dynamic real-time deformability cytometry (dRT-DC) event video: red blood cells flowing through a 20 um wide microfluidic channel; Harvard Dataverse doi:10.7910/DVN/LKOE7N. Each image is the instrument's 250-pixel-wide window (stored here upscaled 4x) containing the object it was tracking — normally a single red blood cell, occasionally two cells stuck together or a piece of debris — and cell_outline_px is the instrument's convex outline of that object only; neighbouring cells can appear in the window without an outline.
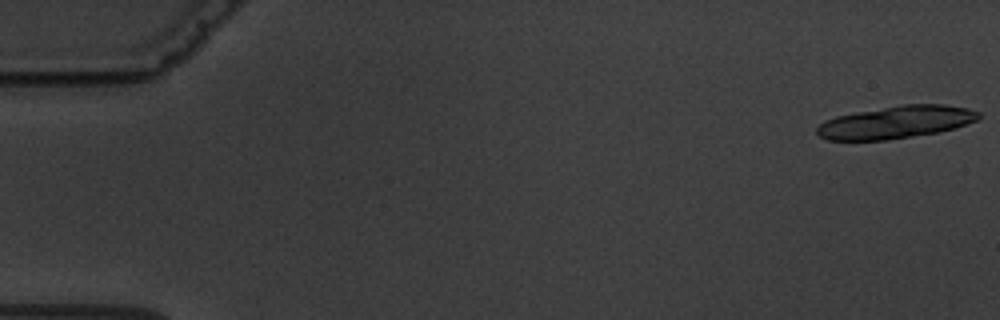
{"species": "common noctule bat (a hibernating species)", "species_latin": "Nyctalus noctula", "temperature_condition": "warm", "stored_images_in_passage": 6, "camera_frame_rate_fps": 3000, "um_per_image_px": 0.085, "animal": {"sex": "male", "body_mass_g": 19.5, "forearm_length_mm": 54.6}, "frame": {"image": 1, "passage_image": 1, "time_ms": 0.0, "image_size_px": [1000, 320], "cell_outline_px": [[980, 116], [976, 120], [940, 132], [884, 140], [828, 140], [820, 136], [816, 132], [816, 128], [824, 120], [836, 116], [856, 112], [900, 104], [944, 104], [968, 108], [980, 112]], "centroid_in_image_um": [76.13, 10.38], "position_along_channel_um": 8.9, "area_um2": 30.52}}